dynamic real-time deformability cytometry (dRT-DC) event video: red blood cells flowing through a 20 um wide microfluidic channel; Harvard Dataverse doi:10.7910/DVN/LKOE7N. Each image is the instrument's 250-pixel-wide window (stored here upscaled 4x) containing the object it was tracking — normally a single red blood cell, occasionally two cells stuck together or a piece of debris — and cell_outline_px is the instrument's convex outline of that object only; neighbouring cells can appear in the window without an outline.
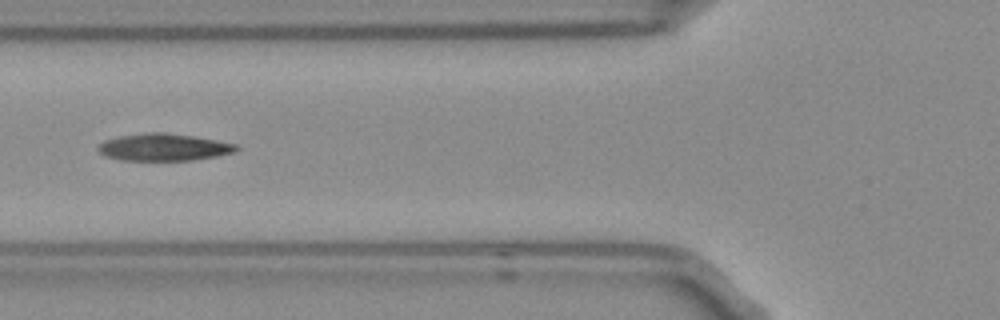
{"species": "Egyptian fruit bat (a non-hibernating species)", "species_latin": "Rousettus aegyptiacus", "temperature_condition": "room temperature", "stored_images_in_passage": 6, "camera_frame_rate_fps": 3000, "um_per_image_px": 0.085, "frame": {"image": 1, "passage_image": 6, "time_ms": 1.667, "image_size_px": [1000, 320], "cell_outline_px": [[240, 148], [236, 152], [216, 156], [192, 160], [120, 160], [108, 156], [100, 152], [96, 148], [104, 140], [120, 136], [148, 132], [164, 132], [192, 136], [216, 140], [236, 144]], "centroid_in_image_um": [13.93, 12.51], "position_along_channel_um": 111.9, "area_um2": 21.73}}